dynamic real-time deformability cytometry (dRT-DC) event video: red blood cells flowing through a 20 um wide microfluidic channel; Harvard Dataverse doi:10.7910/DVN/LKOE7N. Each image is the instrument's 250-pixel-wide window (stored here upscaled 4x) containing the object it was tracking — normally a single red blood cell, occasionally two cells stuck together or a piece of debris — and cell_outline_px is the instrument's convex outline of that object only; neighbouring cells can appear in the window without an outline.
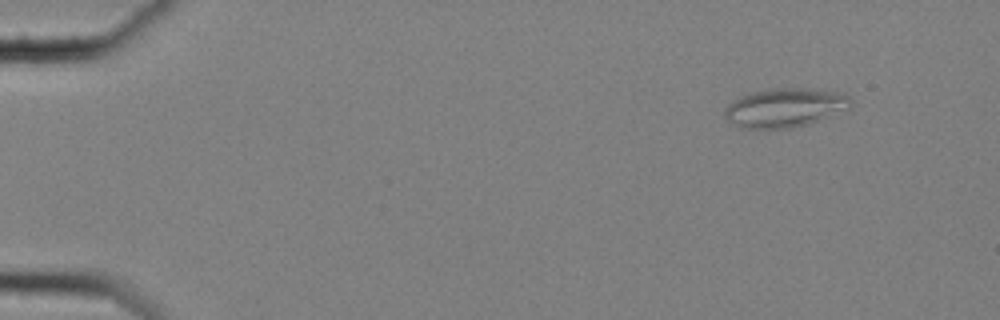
{"species": "common noctule bat (a hibernating species)", "species_latin": "Nyctalus noctula", "temperature_condition": "cold", "stored_images_in_passage": 53, "camera_frame_rate_fps": 3000, "um_per_image_px": 0.085, "animal": {"sex": "female", "body_mass_g": 25.1}, "frame": {"image": 1, "passage_image": 1, "time_ms": 0.0, "image_size_px": [1000, 320], "cell_outline_px": [[852, 104], [848, 108], [816, 120], [804, 124], [784, 128], [748, 128], [736, 124], [724, 116], [724, 108], [728, 104], [748, 92], [768, 88], [816, 88], [844, 92], [852, 100]], "centroid_in_image_um": [66.73, 9.1], "position_along_channel_um": 18.3, "area_um2": 28.32}}
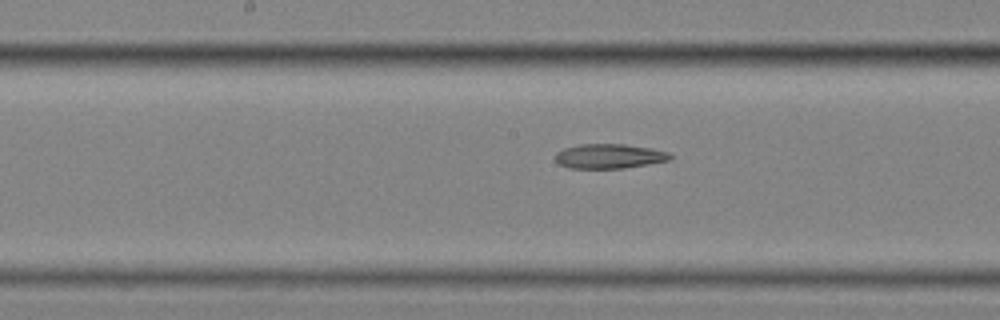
{"frame": {"image": 2, "passage_image": 26, "time_ms": 8.333, "image_size_px": [1000, 320], "cell_outline_px": [[672, 156], [668, 160], [648, 164], [620, 168], [568, 168], [560, 164], [556, 160], [556, 152], [564, 148], [580, 144], [624, 144], [652, 148], [668, 152]], "centroid_in_image_um": [51.77, 13.27], "position_along_channel_um": 196.4, "area_um2": 16.3}}
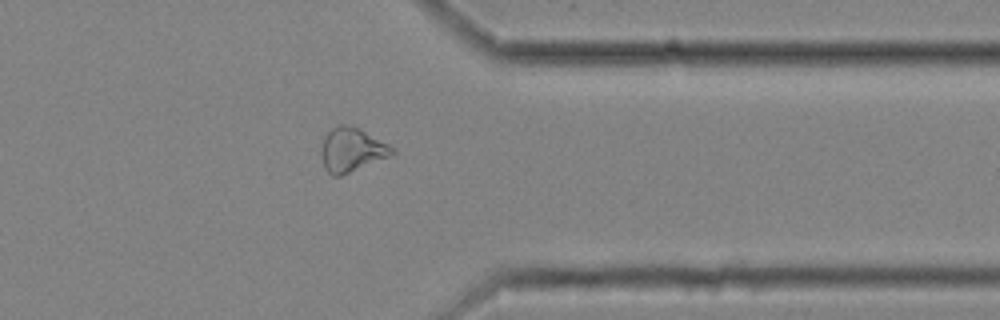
{"frame": {"image": 3, "passage_image": 42, "time_ms": 13.667, "image_size_px": [1000, 320], "cell_outline_px": [[396, 152], [388, 156], [340, 176], [332, 176], [324, 168], [324, 140], [328, 132], [332, 128], [340, 124], [348, 124], [360, 128], [396, 148]], "centroid_in_image_um": [29.95, 12.71], "position_along_channel_um": 381.5, "area_um2": 17.63}}